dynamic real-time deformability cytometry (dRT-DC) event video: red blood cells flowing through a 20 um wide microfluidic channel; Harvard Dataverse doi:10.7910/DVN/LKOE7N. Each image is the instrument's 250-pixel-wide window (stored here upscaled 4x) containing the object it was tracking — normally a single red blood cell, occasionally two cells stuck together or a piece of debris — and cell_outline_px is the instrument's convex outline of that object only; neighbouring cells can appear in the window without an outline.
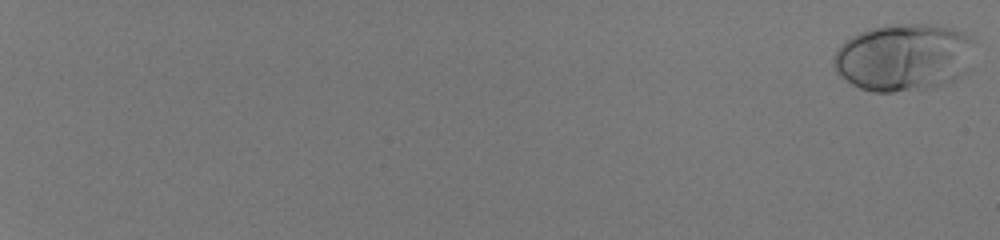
{"species": "human", "species_latin": "Homo sapiens", "temperature_condition": "room temperature", "stored_images_in_passage": 56, "camera_frame_rate_fps": 3000, "um_per_image_px": 0.085, "donor": {"sex": "male"}, "frame": {"image": 1, "passage_image": 1, "time_ms": 0.0, "image_size_px": [1000, 240], "cell_outline_px": [[972, 40], [964, 72], [956, 80], [932, 88], [892, 92], [872, 92], [860, 88], [852, 84], [840, 76], [836, 72], [832, 60], [836, 52], [844, 40], [860, 32], [888, 24], [928, 24], [948, 28], [960, 32]], "centroid_in_image_um": [76.73, 4.89], "position_along_channel_um": 8.3, "area_um2": 54.74}}
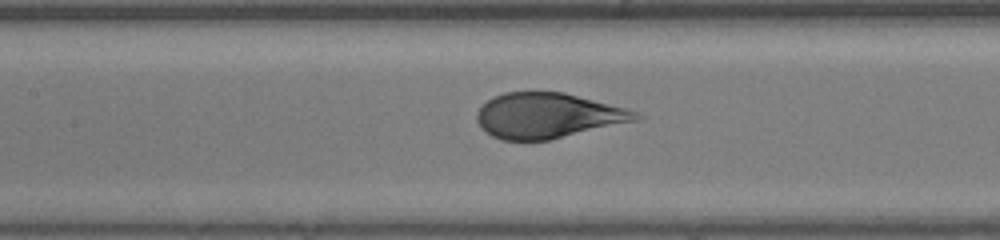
{"frame": {"image": 2, "passage_image": 33, "time_ms": 10.667, "image_size_px": [1000, 240], "cell_outline_px": [[644, 116], [636, 120], [552, 140], [500, 140], [492, 136], [480, 128], [476, 120], [476, 112], [488, 100], [504, 92], [564, 92], [624, 108], [636, 112]], "centroid_in_image_um": [46.51, 9.84], "position_along_channel_um": 160.9, "area_um2": 41.67}}
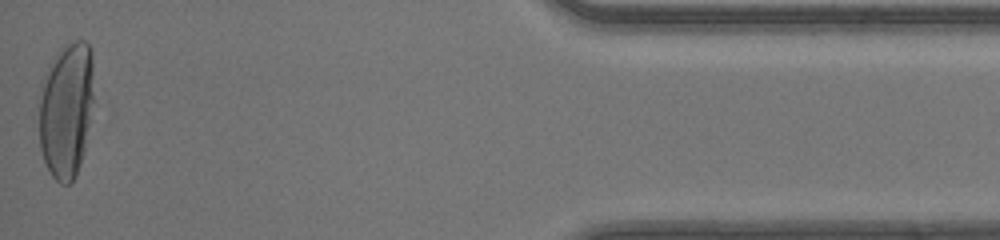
{"frame": {"image": 3, "passage_image": 56, "time_ms": 18.333, "image_size_px": [1000, 240], "cell_outline_px": [[92, 100], [84, 148], [80, 164], [76, 176], [68, 184], [60, 184], [52, 176], [44, 160], [40, 148], [40, 84], [48, 64], [56, 52], [64, 44], [76, 40], [84, 40], [88, 44], [92, 52]], "centroid_in_image_um": [5.61, 9.29], "position_along_channel_um": 429.6, "area_um2": 43.23}, "authors_computed_cell_mechanics": {"area_um2": 45.8354, "velocity_mm_per_s": 4.1901, "shape_relaxation_time_tau1_ms": 3.933, "shape_relaxation_time_tau2_ms": null, "deformation_change_tau1": 0.2025, "deformation_change_tau2": null}}